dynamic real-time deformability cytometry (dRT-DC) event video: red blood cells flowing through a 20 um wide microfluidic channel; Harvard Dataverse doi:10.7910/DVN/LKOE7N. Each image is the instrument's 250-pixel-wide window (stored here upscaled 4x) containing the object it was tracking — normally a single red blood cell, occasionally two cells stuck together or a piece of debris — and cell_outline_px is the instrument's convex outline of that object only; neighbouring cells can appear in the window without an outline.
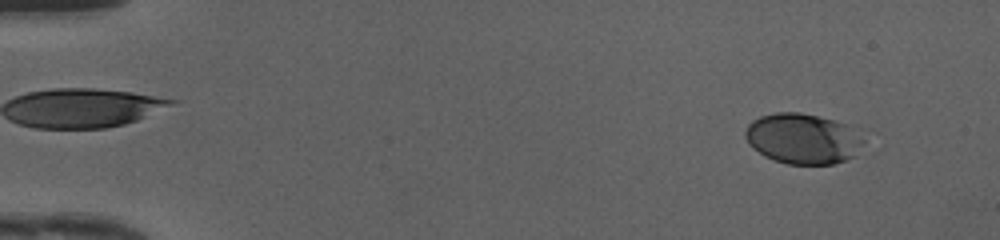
{"species": "human", "species_latin": "Homo sapiens", "temperature_condition": "cold", "stored_images_in_passage": 50, "camera_frame_rate_fps": 3000, "um_per_image_px": 0.085, "donor": {"sex": "female"}, "frame": {"image": 1, "passage_image": 4, "time_ms": 1.0, "image_size_px": [1000, 240], "cell_outline_px": [[868, 136], [856, 156], [832, 164], [788, 164], [764, 156], [752, 148], [748, 144], [744, 136], [744, 132], [748, 124], [752, 120], [760, 116], [776, 112], [800, 112], [852, 124], [868, 132]], "centroid_in_image_um": [68.35, 11.76], "position_along_channel_um": 16.7, "area_um2": 35.95}}
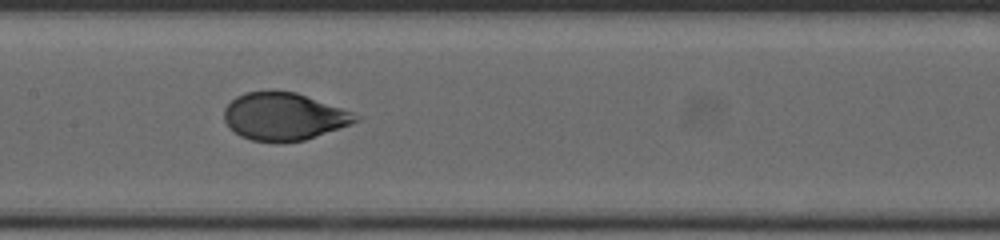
{"frame": {"image": 2, "passage_image": 25, "time_ms": 8.0, "image_size_px": [1000, 240], "cell_outline_px": [[364, 116], [360, 120], [340, 128], [304, 140], [280, 144], [276, 144], [252, 140], [240, 136], [224, 120], [224, 108], [236, 96], [244, 92], [268, 88], [276, 88], [296, 92]], "centroid_in_image_um": [24.12, 9.88], "position_along_channel_um": 183.3, "area_um2": 37.28}}
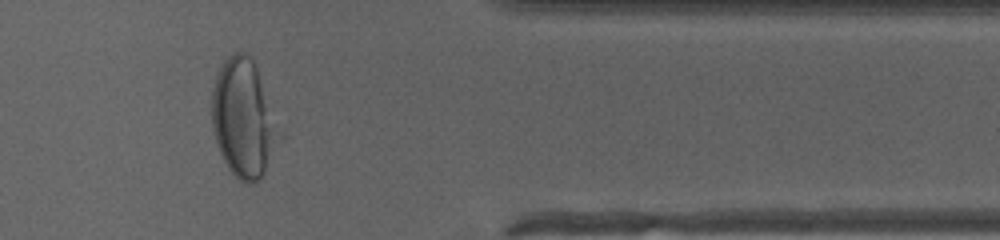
{"frame": {"image": 3, "passage_image": 41, "time_ms": 13.333, "image_size_px": [1000, 240], "cell_outline_px": [[276, 132], [264, 176], [256, 184], [248, 184], [240, 180], [228, 168], [216, 144], [212, 128], [212, 88], [216, 76], [224, 60], [228, 56], [236, 52], [244, 52], [252, 56], [256, 68]], "centroid_in_image_um": [20.57, 10.08], "position_along_channel_um": 390.8, "area_um2": 43.99}}